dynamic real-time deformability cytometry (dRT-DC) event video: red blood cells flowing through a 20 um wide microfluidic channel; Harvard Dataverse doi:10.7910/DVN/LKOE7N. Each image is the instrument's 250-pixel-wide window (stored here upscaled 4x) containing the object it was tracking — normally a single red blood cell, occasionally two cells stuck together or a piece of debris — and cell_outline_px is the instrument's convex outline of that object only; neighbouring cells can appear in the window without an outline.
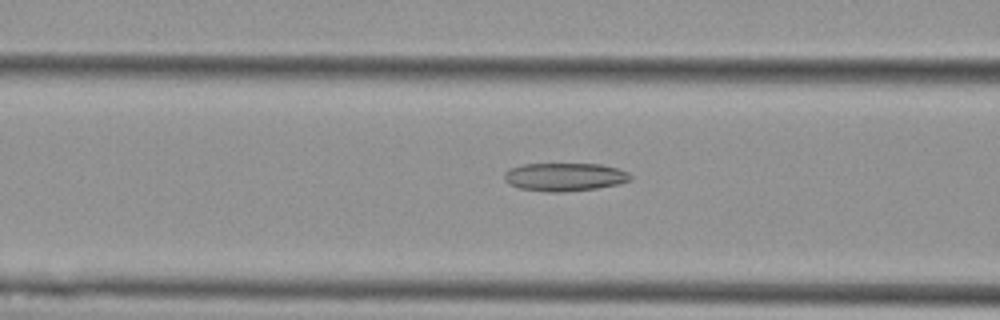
{"species": "Egyptian fruit bat (a non-hibernating species)", "species_latin": "Rousettus aegyptiacus", "temperature_condition": "cold", "stored_images_in_passage": 43, "camera_frame_rate_fps": 3000, "um_per_image_px": 0.085, "animal": {"sex": "female"}, "frame": {"image": 1, "passage_image": 21, "time_ms": 6.667, "image_size_px": [1000, 320], "cell_outline_px": [[632, 180], [620, 184], [596, 188], [560, 192], [552, 192], [520, 188], [508, 184], [504, 180], [504, 172], [508, 168], [524, 164], [600, 164], [616, 168], [628, 172], [632, 176]], "centroid_in_image_um": [47.99, 15.03], "position_along_channel_um": 118.6, "area_um2": 20.75}}
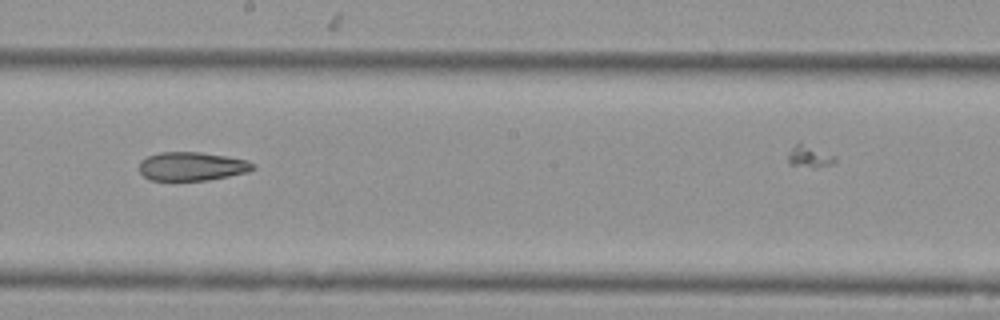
{"frame": {"image": 2, "passage_image": 30, "time_ms": 9.667, "image_size_px": [1000, 320], "cell_outline_px": [[256, 168], [248, 172], [208, 180], [152, 180], [144, 176], [140, 172], [140, 160], [148, 156], [160, 152], [200, 152], [228, 156], [248, 160], [256, 164]], "centroid_in_image_um": [16.36, 14.13], "position_along_channel_um": 231.8, "area_um2": 19.07}}
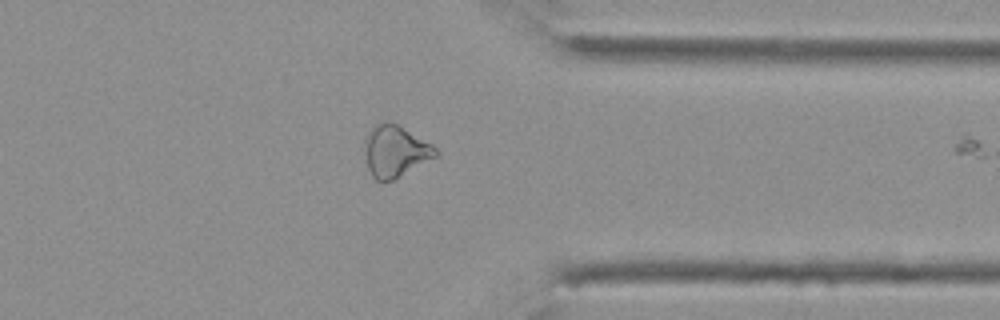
{"frame": {"image": 3, "passage_image": 42, "time_ms": 13.667, "image_size_px": [1000, 320], "cell_outline_px": [[440, 152], [436, 156], [392, 180], [376, 180], [372, 176], [368, 168], [364, 152], [364, 140], [368, 132], [376, 124], [392, 120], [432, 144]], "centroid_in_image_um": [33.58, 12.81], "position_along_channel_um": 377.8, "area_um2": 21.27}}